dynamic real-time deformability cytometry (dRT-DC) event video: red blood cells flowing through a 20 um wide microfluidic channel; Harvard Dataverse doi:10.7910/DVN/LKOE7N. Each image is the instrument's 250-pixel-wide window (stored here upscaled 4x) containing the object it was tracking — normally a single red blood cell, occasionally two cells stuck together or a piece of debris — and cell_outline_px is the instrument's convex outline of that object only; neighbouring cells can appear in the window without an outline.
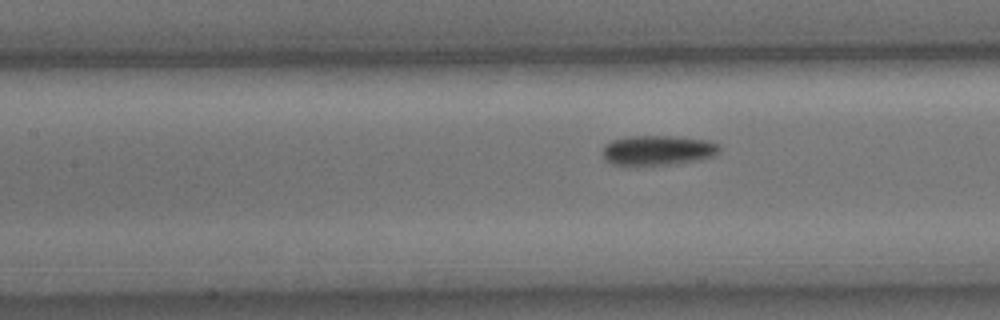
{"species": "common noctule bat (a hibernating species)", "species_latin": "Nyctalus noctula", "temperature_condition": "cold", "stored_images_in_passage": 4, "segment_of_instrument_passage": [2, 2], "camera_frame_rate_fps": 3000, "um_per_image_px": 0.085, "animal": {"sex": "male", "body_mass_g": 15.6}, "frame": {"image": 1, "passage_image": 4, "time_ms": 1.0, "image_size_px": [1000, 320], "cell_outline_px": [[720, 148], [712, 156], [700, 160], [668, 164], [612, 164], [604, 160], [604, 144], [612, 140], [628, 136], [680, 136], [708, 140], [720, 144]], "centroid_in_image_um": [55.93, 12.75], "position_along_channel_um": 151.5, "area_um2": 20.17}}